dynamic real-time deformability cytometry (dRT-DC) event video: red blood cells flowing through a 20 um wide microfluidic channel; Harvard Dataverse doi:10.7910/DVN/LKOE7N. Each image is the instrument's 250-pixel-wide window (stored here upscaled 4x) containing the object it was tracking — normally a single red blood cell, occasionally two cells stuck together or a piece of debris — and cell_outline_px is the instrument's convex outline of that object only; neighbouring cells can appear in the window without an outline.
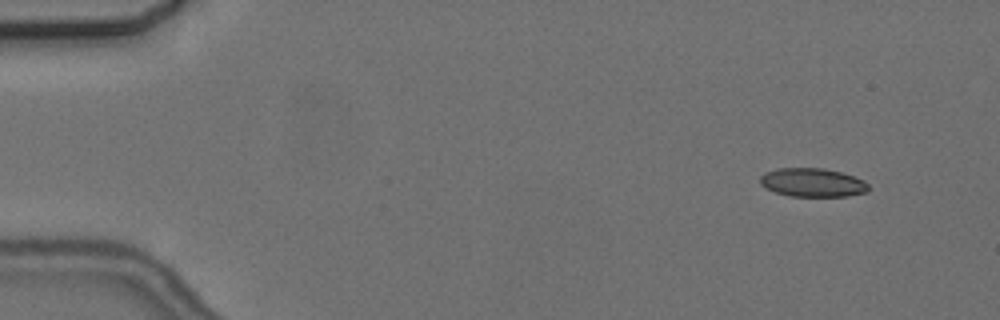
{"species": "common noctule bat (a hibernating species)", "species_latin": "Nyctalus noctula", "temperature_condition": "cold", "stored_images_in_passage": 5, "camera_frame_rate_fps": 3000, "um_per_image_px": 0.085, "animal": {"sex": "female", "body_mass_g": 24.6, "forearm_length_mm": 56.2}, "frame": {"image": 1, "passage_image": 1, "time_ms": 0.0, "image_size_px": [1000, 320], "cell_outline_px": [[868, 192], [848, 196], [788, 196], [764, 188], [760, 184], [760, 176], [776, 168], [824, 168], [840, 172], [864, 180], [868, 184]], "centroid_in_image_um": [69.06, 15.52], "position_along_channel_um": 15.9, "area_um2": 18.09}}